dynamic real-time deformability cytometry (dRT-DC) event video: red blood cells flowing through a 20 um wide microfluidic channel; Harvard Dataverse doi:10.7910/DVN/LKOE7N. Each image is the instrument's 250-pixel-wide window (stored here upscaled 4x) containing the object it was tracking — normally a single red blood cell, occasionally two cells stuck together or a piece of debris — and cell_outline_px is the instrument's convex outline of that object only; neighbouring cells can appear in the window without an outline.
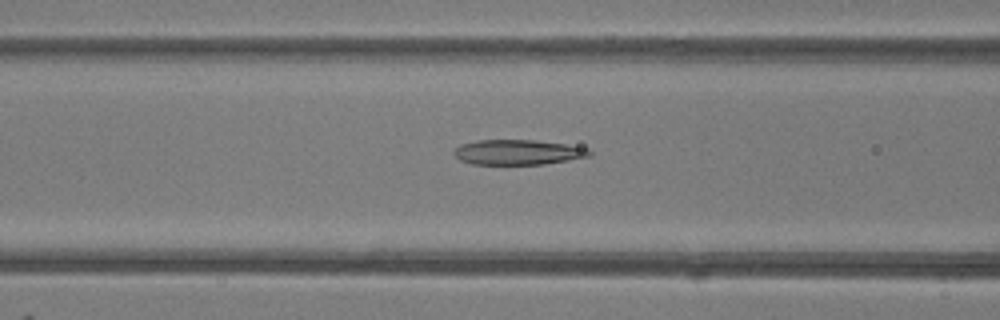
{"species": "common noctule bat (a hibernating species)", "species_latin": "Nyctalus noctula", "temperature_condition": "room temperature", "stored_images_in_passage": 38, "camera_frame_rate_fps": 3000, "um_per_image_px": 0.085, "animal": {"sex": "female"}, "frame": {"image": 1, "passage_image": 9, "time_ms": 2.667, "image_size_px": [1000, 320], "cell_outline_px": [[592, 156], [544, 164], [472, 164], [460, 160], [452, 152], [460, 144], [476, 140], [536, 140], [564, 144], [588, 148], [592, 152]], "centroid_in_image_um": [44.02, 12.93], "position_along_channel_um": 122.6, "area_um2": 19.83}}
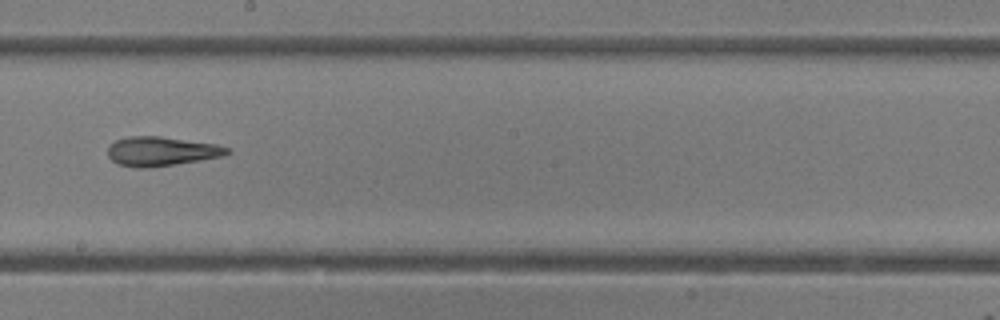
{"frame": {"image": 2, "passage_image": 17, "time_ms": 5.333, "image_size_px": [1000, 320], "cell_outline_px": [[232, 152], [224, 156], [152, 168], [136, 168], [116, 164], [108, 156], [108, 144], [116, 140], [128, 136], [160, 136], [216, 144], [228, 148]], "centroid_in_image_um": [13.69, 12.87], "position_along_channel_um": 234.5, "area_um2": 20.58}}
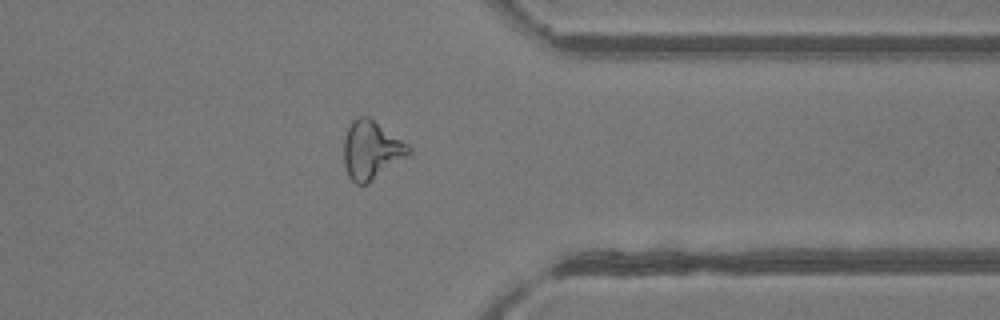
{"frame": {"image": 3, "passage_image": 28, "time_ms": 9.0, "image_size_px": [1000, 320], "cell_outline_px": [[412, 152], [364, 184], [356, 184], [348, 176], [344, 164], [344, 140], [348, 128], [352, 120], [356, 116], [368, 116], [408, 144], [412, 148]], "centroid_in_image_um": [31.53, 12.71], "position_along_channel_um": 379.9, "area_um2": 21.5}, "authors_computed_cell_mechanics": {"area_um2": 21.097, "velocity_mm_per_s": 4.1845, "shape_relaxation_time_tau1_ms": null, "shape_relaxation_time_tau2_ms": 2.0783, "deformation_change_tau1": null, "deformation_change_tau2": 0.1182}}